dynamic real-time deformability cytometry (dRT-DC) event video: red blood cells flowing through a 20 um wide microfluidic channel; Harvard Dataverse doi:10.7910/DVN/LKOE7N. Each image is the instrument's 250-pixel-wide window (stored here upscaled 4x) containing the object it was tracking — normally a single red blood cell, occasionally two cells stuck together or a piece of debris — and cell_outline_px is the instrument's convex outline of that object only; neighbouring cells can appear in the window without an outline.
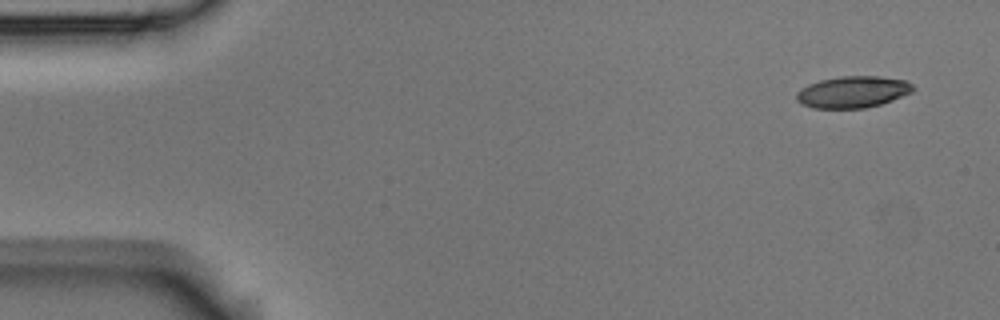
{"species": "Egyptian fruit bat (a non-hibernating species)", "species_latin": "Rousettus aegyptiacus", "temperature_condition": "room temperature", "stored_images_in_passage": 4, "camera_frame_rate_fps": 3000, "um_per_image_px": 0.085, "animal": {"sex": "male"}, "frame": {"image": 1, "passage_image": 1, "time_ms": 0.0, "image_size_px": [1000, 320], "cell_outline_px": [[916, 88], [912, 92], [892, 100], [880, 104], [864, 108], [812, 108], [796, 100], [796, 92], [800, 88], [808, 84], [820, 80], [840, 76], [876, 76], [904, 80], [912, 84]], "centroid_in_image_um": [72.47, 7.81], "position_along_channel_um": 12.5, "area_um2": 21.44}}
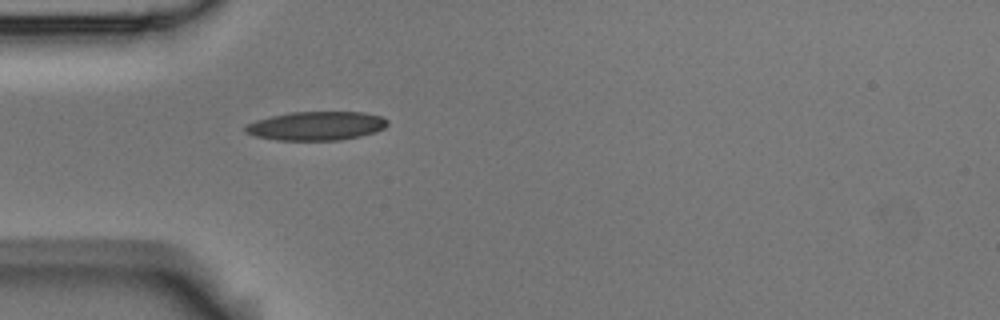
{"frame": {"image": 2, "passage_image": 4, "time_ms": 1.0, "image_size_px": [1000, 320], "cell_outline_px": [[388, 124], [384, 128], [376, 132], [360, 136], [340, 140], [276, 140], [256, 136], [244, 132], [244, 128], [248, 124], [256, 120], [288, 112], [364, 112], [380, 116], [388, 120]], "centroid_in_image_um": [26.9, 10.7], "position_along_channel_um": 58.1, "area_um2": 23.87}}